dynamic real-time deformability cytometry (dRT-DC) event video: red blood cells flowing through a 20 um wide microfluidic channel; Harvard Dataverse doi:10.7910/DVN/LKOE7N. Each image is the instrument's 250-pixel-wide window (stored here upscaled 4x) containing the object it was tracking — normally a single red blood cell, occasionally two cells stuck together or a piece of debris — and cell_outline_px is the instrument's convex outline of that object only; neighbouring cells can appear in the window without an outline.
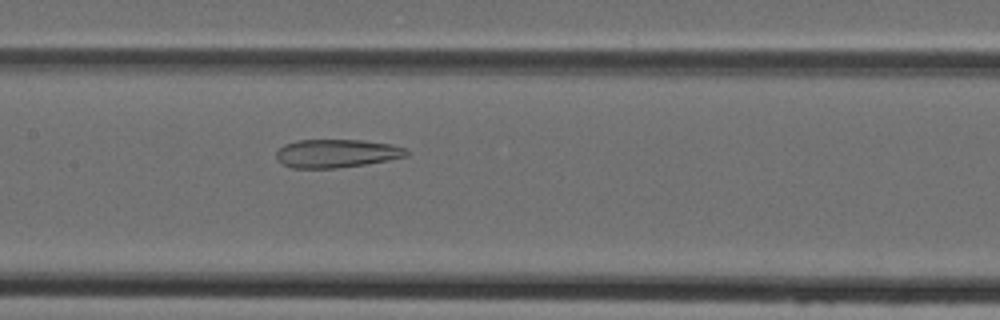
{"species": "Egyptian fruit bat (a non-hibernating species)", "species_latin": "Rousettus aegyptiacus", "temperature_condition": "cold", "stored_images_in_passage": 28, "camera_frame_rate_fps": 3000, "um_per_image_px": 0.085, "animal": {"sex": "female"}, "frame": {"image": 1, "passage_image": 9, "time_ms": 2.667, "image_size_px": [1000, 320], "cell_outline_px": [[408, 156], [388, 160], [364, 164], [336, 168], [292, 168], [284, 164], [276, 156], [276, 152], [284, 144], [296, 140], [364, 140], [392, 144], [404, 148], [408, 152]], "centroid_in_image_um": [28.61, 13.03], "position_along_channel_um": 178.8, "area_um2": 21.39}}
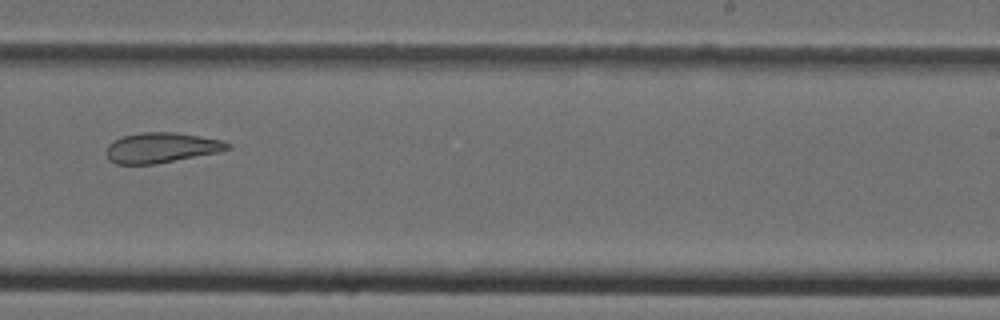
{"frame": {"image": 2, "passage_image": 16, "time_ms": 5.0, "image_size_px": [1000, 320], "cell_outline_px": [[232, 148], [220, 152], [156, 164], [116, 164], [108, 160], [108, 144], [124, 136], [140, 132], [176, 132], [220, 140], [232, 144]], "centroid_in_image_um": [13.75, 12.56], "position_along_channel_um": 275.2, "area_um2": 21.27}}
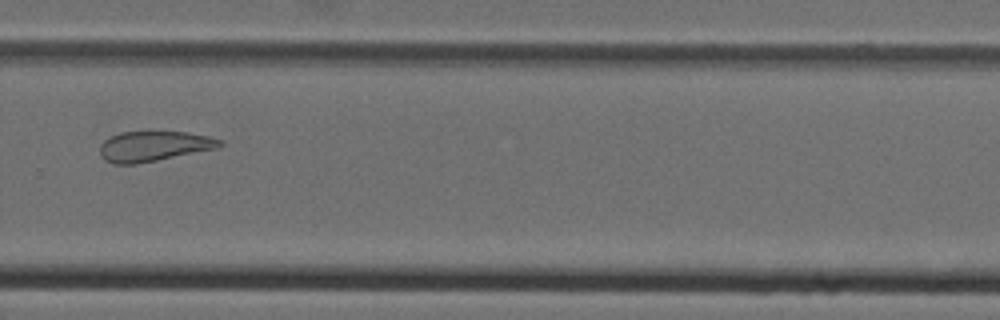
{"frame": {"image": 3, "passage_image": 19, "time_ms": 6.0, "image_size_px": [1000, 320], "cell_outline_px": [[224, 144], [220, 148], [136, 164], [112, 164], [104, 160], [100, 156], [100, 144], [104, 140], [120, 132], [188, 132], [208, 136], [220, 140]], "centroid_in_image_um": [13.07, 12.44], "position_along_channel_um": 316.7, "area_um2": 21.15}}